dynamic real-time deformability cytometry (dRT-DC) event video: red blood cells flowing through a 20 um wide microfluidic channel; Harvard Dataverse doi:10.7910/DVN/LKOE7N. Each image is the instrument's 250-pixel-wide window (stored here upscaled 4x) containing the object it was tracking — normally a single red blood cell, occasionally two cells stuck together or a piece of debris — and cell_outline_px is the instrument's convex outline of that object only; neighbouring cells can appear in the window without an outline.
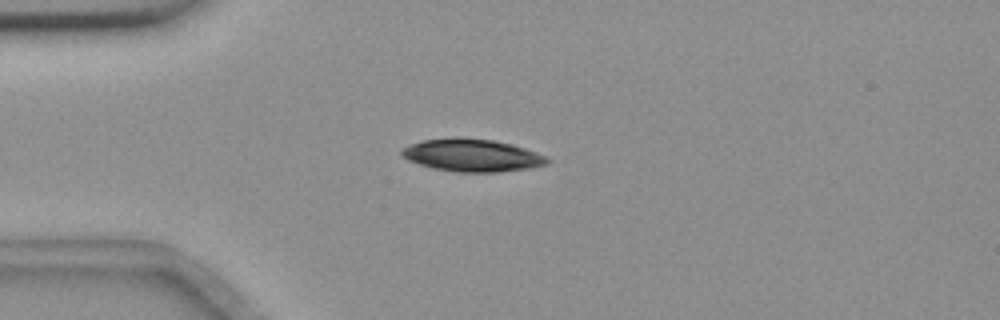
{"species": "common noctule bat (a hibernating species)", "species_latin": "Nyctalus noctula", "temperature_condition": "room temperature", "stored_images_in_passage": 6, "camera_frame_rate_fps": 3000, "um_per_image_px": 0.085, "animal": {"sex": "female", "body_mass_g": 18.4}, "frame": {"image": 1, "passage_image": 3, "time_ms": 2.333, "image_size_px": [1000, 320], "cell_outline_px": [[548, 164], [528, 168], [496, 172], [456, 172], [432, 168], [408, 160], [400, 152], [400, 148], [424, 140], [452, 136], [460, 136], [492, 140], [524, 148], [536, 152], [544, 156], [548, 160]], "centroid_in_image_um": [40.07, 13.19], "position_along_channel_um": 44.9, "area_um2": 27.51}}
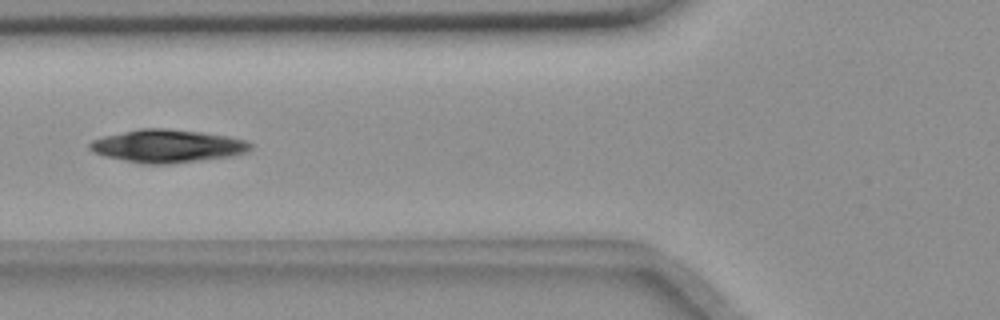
{"frame": {"image": 2, "passage_image": 5, "time_ms": 4.667, "image_size_px": [1000, 320], "cell_outline_px": [[252, 148], [244, 152], [232, 156], [168, 164], [140, 164], [104, 156], [92, 152], [88, 148], [88, 144], [92, 140], [104, 136], [140, 128], [164, 128], [200, 132], [228, 136], [244, 140], [252, 144]], "centroid_in_image_um": [14.17, 12.42], "position_along_channel_um": 111.6, "area_um2": 30.81}}
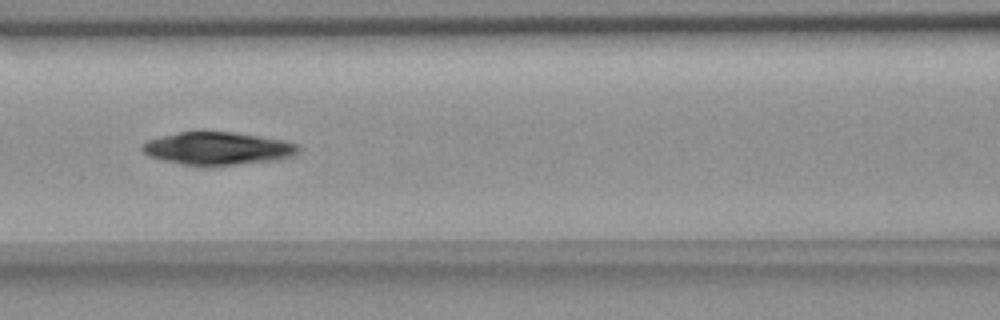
{"frame": {"image": 3, "passage_image": 6, "time_ms": 5.667, "image_size_px": [1000, 320], "cell_outline_px": [[300, 148], [292, 156], [272, 160], [212, 168], [208, 168], [180, 164], [148, 156], [140, 148], [140, 144], [148, 140], [180, 132], [232, 132], [260, 136], [284, 140], [296, 144]], "centroid_in_image_um": [18.46, 12.65], "position_along_channel_um": 148.1, "area_um2": 30.11}}